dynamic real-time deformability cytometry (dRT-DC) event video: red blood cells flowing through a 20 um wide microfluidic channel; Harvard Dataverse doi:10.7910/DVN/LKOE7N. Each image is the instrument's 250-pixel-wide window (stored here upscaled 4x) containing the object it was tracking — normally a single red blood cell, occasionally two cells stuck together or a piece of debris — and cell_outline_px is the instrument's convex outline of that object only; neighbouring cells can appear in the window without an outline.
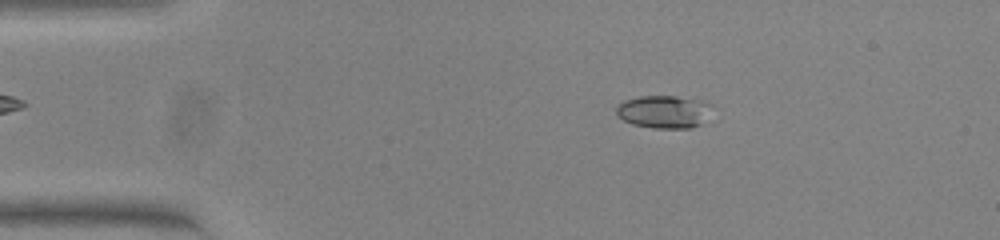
{"species": "common noctule bat (a hibernating species)", "species_latin": "Nyctalus noctula", "temperature_condition": "warm", "stored_images_in_passage": 53, "camera_frame_rate_fps": 3000, "um_per_image_px": 0.085, "animal": {"sex": "female", "body_mass_g": 23.0, "forearm_length_mm": 53.4}, "frame": {"image": 1, "passage_image": 9, "time_ms": 2.667, "image_size_px": [1000, 240], "cell_outline_px": [[712, 104], [700, 124], [692, 128], [652, 128], [632, 124], [624, 120], [616, 112], [616, 108], [624, 100], [640, 96], [676, 96]], "centroid_in_image_um": [56.37, 9.5], "position_along_channel_um": 28.6, "area_um2": 17.8}}
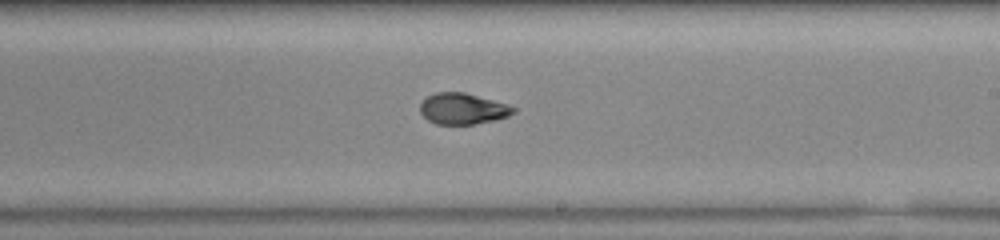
{"frame": {"image": 2, "passage_image": 31, "time_ms": 10.0, "image_size_px": [1000, 240], "cell_outline_px": [[516, 112], [508, 116], [496, 120], [472, 124], [436, 124], [428, 120], [420, 112], [420, 104], [428, 96], [436, 92], [464, 92], [508, 104], [516, 108]], "centroid_in_image_um": [39.35, 9.24], "position_along_channel_um": 249.6, "area_um2": 16.88}}
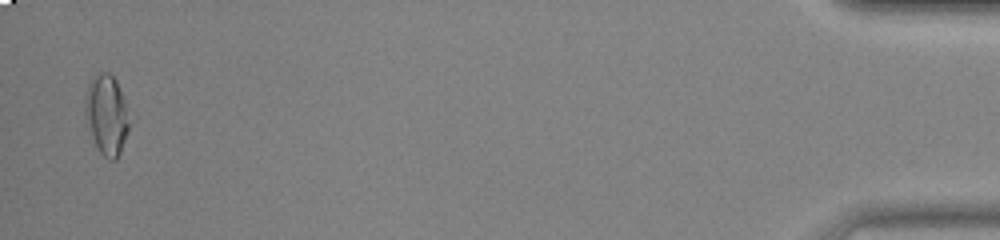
{"frame": {"image": 3, "passage_image": 52, "time_ms": 17.0, "image_size_px": [1000, 240], "cell_outline_px": [[136, 116], [120, 152], [116, 160], [108, 160], [100, 152], [84, 120], [84, 96], [88, 84], [100, 72], [108, 72], [116, 80]], "centroid_in_image_um": [9.15, 9.75], "position_along_channel_um": 426.1, "area_um2": 21.91}, "authors_computed_cell_mechanics": {"area_um2": 17.4556, "velocity_mm_per_s": 3.8185, "shape_relaxation_time_tau1_ms": 6.329, "shape_relaxation_time_tau2_ms": 1.4717, "deformation_change_tau1": 0.2045, "deformation_change_tau2": 0.0609}}